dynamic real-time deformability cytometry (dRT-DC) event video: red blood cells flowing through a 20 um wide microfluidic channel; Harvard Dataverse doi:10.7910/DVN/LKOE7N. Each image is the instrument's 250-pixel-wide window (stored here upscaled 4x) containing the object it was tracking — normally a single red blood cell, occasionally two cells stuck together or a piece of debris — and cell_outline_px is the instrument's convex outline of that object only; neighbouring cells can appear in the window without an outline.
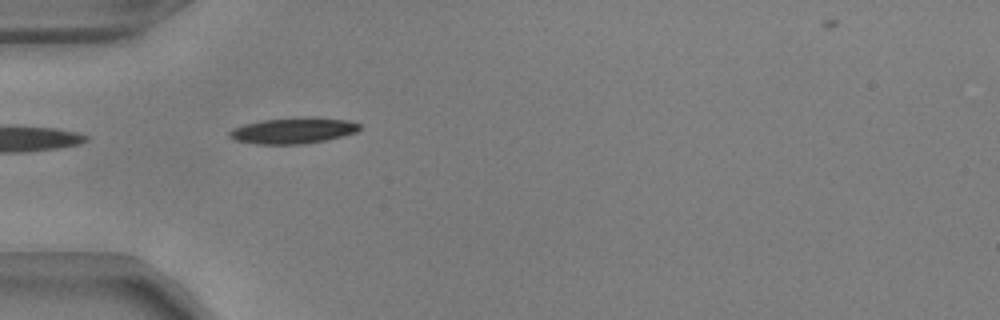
{"species": "common noctule bat (a hibernating species)", "species_latin": "Nyctalus noctula", "temperature_condition": "warm", "stored_images_in_passage": 3, "camera_frame_rate_fps": 3000, "um_per_image_px": 0.085, "animal": {"sex": "male", "body_mass_g": 17.9, "forearm_length_mm": 54.2}, "frame": {"image": 1, "passage_image": 1, "time_ms": 0.0, "image_size_px": [1000, 320], "cell_outline_px": [[360, 128], [356, 132], [344, 136], [304, 144], [256, 144], [232, 140], [228, 136], [228, 132], [232, 128], [244, 124], [264, 120], [348, 120], [360, 124]], "centroid_in_image_um": [24.82, 11.16], "position_along_channel_um": 60.2, "area_um2": 18.67}}